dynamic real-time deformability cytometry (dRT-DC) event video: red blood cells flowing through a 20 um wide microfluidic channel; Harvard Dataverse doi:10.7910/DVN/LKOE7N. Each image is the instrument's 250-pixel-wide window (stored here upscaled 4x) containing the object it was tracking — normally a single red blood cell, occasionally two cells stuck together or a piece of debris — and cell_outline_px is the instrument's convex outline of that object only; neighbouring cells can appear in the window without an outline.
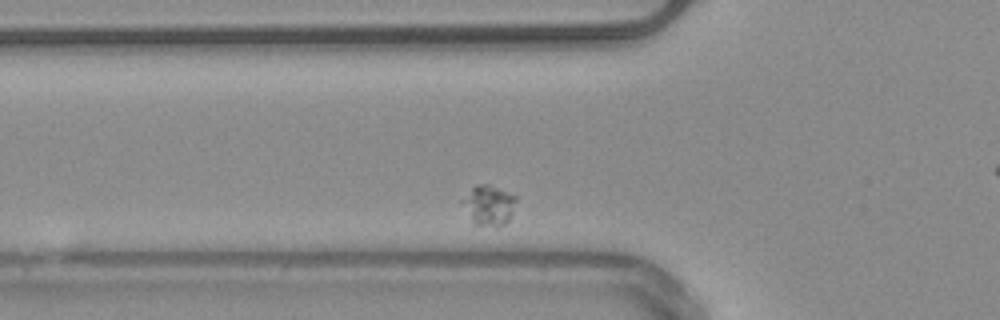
{"species": "common noctule bat (a hibernating species)", "species_latin": "Nyctalus noctula", "temperature_condition": "warm", "stored_images_in_passage": 34, "camera_frame_rate_fps": 3000, "um_per_image_px": 0.085, "animal": {"sex": "male", "body_mass_g": 20.4}, "frame": {"image": 1, "passage_image": 6, "time_ms": 1.667, "image_size_px": [1000, 320], "cell_outline_px": [[516, 200], [512, 212], [508, 220], [504, 224], [496, 228], [476, 224], [472, 220], [460, 200], [476, 184], [488, 184], [516, 196]], "centroid_in_image_um": [41.54, 17.45], "position_along_channel_um": 84.3, "area_um2": 12.37}}